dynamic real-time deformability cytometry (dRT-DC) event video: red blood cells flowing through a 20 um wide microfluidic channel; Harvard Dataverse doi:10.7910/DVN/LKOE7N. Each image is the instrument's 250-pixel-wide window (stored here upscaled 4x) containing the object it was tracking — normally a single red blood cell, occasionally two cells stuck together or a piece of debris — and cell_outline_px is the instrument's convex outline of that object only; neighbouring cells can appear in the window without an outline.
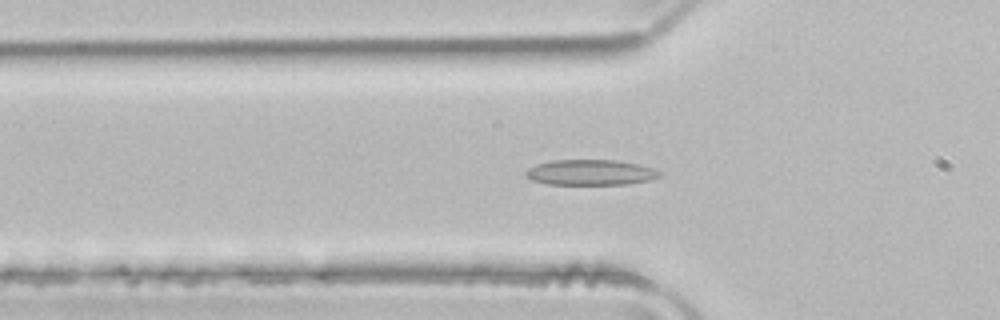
{"species": "common noctule bat (a hibernating species)", "species_latin": "Nyctalus noctula", "temperature_condition": "room temperature", "stored_images_in_passage": 51, "camera_frame_rate_fps": 3000, "um_per_image_px": 0.085, "animal": {"sex": "male", "body_mass_g": 21.5, "forearm_length_mm": 52.0}, "frame": {"image": 1, "passage_image": 17, "time_ms": 5.333, "image_size_px": [1000, 320], "cell_outline_px": [[664, 176], [652, 180], [628, 184], [548, 184], [532, 180], [524, 176], [524, 172], [528, 168], [536, 164], [552, 160], [616, 160], [656, 168], [664, 172]], "centroid_in_image_um": [50.26, 14.66], "position_along_channel_um": 75.5, "area_um2": 20.23}}
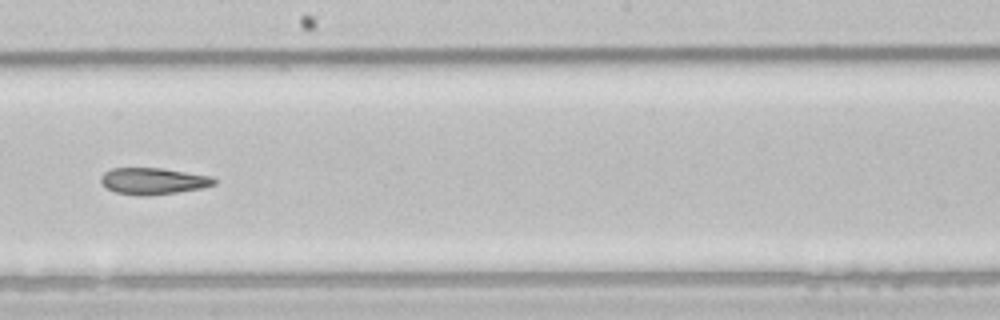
{"frame": {"image": 2, "passage_image": 29, "time_ms": 9.333, "image_size_px": [1000, 320], "cell_outline_px": [[216, 184], [204, 188], [148, 196], [136, 196], [116, 192], [104, 188], [100, 180], [100, 176], [104, 172], [112, 168], [164, 168], [208, 176], [216, 180]], "centroid_in_image_um": [12.97, 15.4], "position_along_channel_um": 235.2, "area_um2": 17.69}}
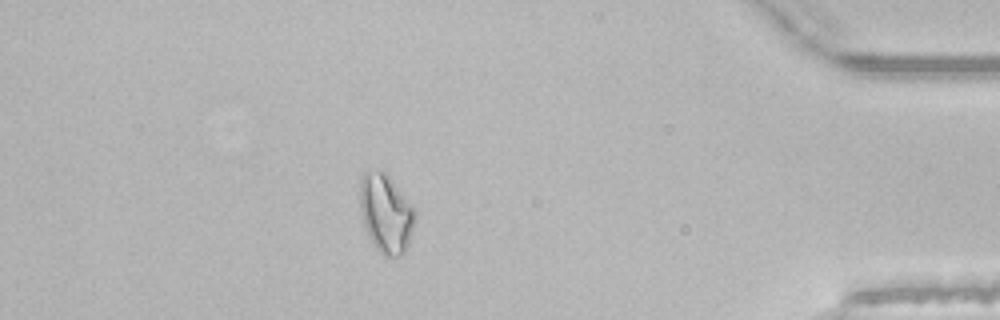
{"frame": {"image": 3, "passage_image": 45, "time_ms": 14.667, "image_size_px": [1000, 320], "cell_outline_px": [[416, 216], [408, 244], [404, 252], [400, 256], [384, 256], [376, 248], [364, 224], [360, 208], [360, 180], [364, 172], [384, 172], [388, 176], [412, 204], [416, 212]], "centroid_in_image_um": [32.82, 18.15], "position_along_channel_um": 402.4, "area_um2": 24.74}, "authors_computed_cell_mechanics": {"area_um2": 20.23, "velocity_mm_per_s": 3.9776, "shape_relaxation_time_tau1_ms": null, "shape_relaxation_time_tau2_ms": 5.5969, "deformation_change_tau1": null, "deformation_change_tau2": 0.1289}}